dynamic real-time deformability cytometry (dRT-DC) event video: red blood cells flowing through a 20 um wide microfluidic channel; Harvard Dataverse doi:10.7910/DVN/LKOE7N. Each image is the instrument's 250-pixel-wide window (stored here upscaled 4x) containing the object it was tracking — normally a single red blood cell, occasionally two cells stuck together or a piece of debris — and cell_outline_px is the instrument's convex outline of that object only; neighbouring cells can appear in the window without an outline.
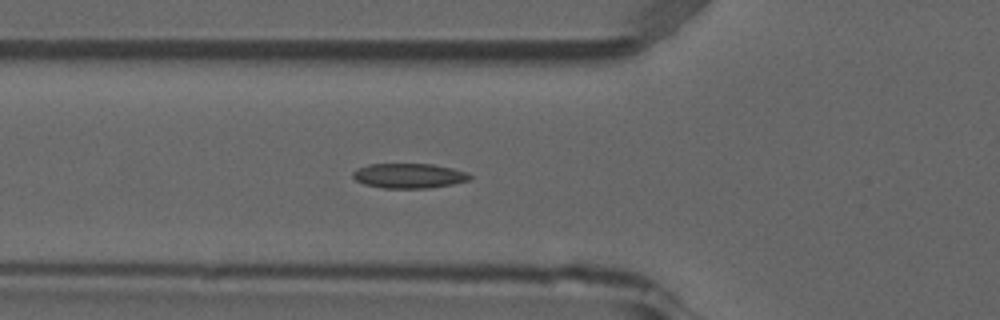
{"species": "common noctule bat (a hibernating species)", "species_latin": "Nyctalus noctula", "temperature_condition": "room temperature", "stored_images_in_passage": 43, "camera_frame_rate_fps": 3000, "um_per_image_px": 0.085, "animal": {"sex": "male", "forearm_length_mm": 52.5}, "frame": {"image": 1, "passage_image": 9, "time_ms": 2.667, "image_size_px": [1000, 320], "cell_outline_px": [[472, 176], [468, 180], [452, 184], [428, 188], [384, 188], [364, 184], [356, 180], [352, 176], [352, 172], [356, 168], [368, 164], [432, 164], [452, 168], [468, 172]], "centroid_in_image_um": [34.74, 14.93], "position_along_channel_um": 91.1, "area_um2": 16.94}}
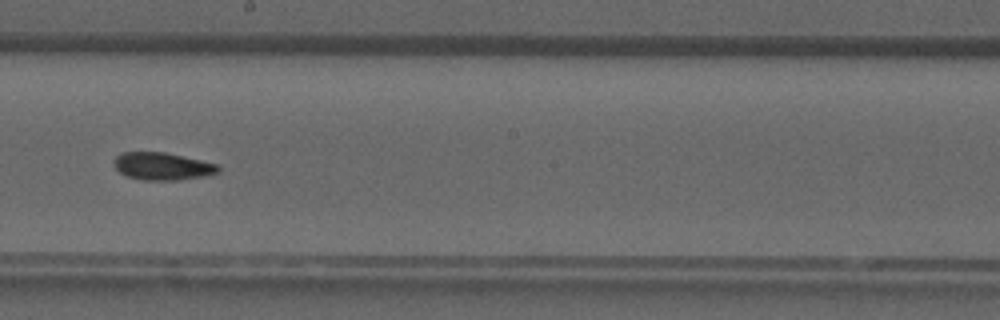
{"frame": {"image": 2, "passage_image": 20, "time_ms": 6.333, "image_size_px": [1000, 320], "cell_outline_px": [[220, 172], [212, 176], [180, 180], [144, 180], [128, 176], [120, 172], [112, 164], [112, 160], [116, 156], [124, 152], [164, 152], [220, 164]], "centroid_in_image_um": [13.87, 14.14], "position_along_channel_um": 234.3, "area_um2": 17.05}}
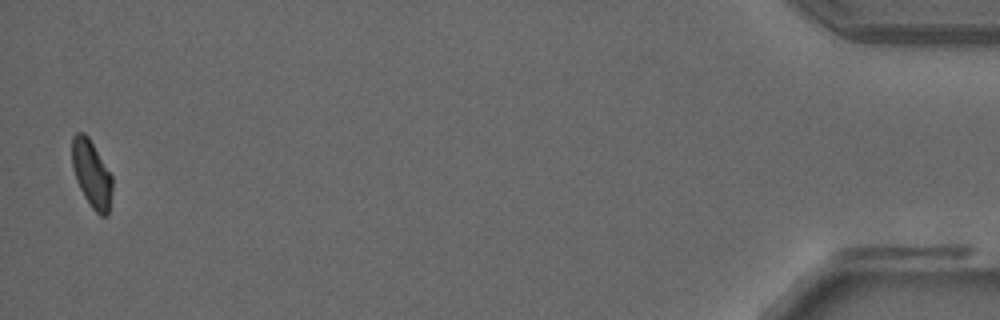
{"frame": {"image": 3, "passage_image": 42, "time_ms": 13.667, "image_size_px": [1000, 320], "cell_outline_px": [[112, 188], [108, 216], [100, 216], [92, 208], [84, 196], [76, 180], [72, 168], [72, 136], [76, 132], [84, 132], [88, 136], [112, 176]], "centroid_in_image_um": [7.78, 14.78], "position_along_channel_um": 427.4, "area_um2": 15.72}, "authors_computed_cell_mechanics": {"area_um2": 16.6464, "velocity_mm_per_s": 3.9111, "shape_relaxation_time_tau1_ms": null, "shape_relaxation_time_tau2_ms": 3.5954, "deformation_change_tau1": null, "deformation_change_tau2": 0.0782}}